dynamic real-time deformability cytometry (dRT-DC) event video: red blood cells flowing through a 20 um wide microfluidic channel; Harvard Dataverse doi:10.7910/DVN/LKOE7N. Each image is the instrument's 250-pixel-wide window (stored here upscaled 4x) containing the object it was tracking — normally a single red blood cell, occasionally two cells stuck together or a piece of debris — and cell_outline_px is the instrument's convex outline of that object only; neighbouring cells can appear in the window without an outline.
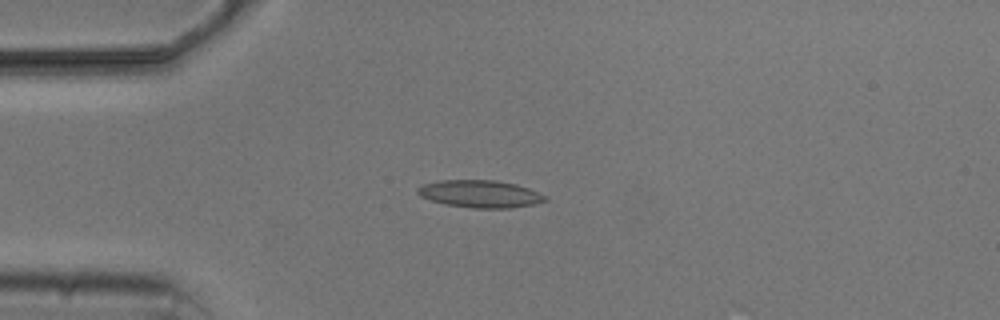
{"species": "common noctule bat (a hibernating species)", "species_latin": "Nyctalus noctula", "temperature_condition": "cold", "stored_images_in_passage": 1, "camera_frame_rate_fps": 3000, "um_per_image_px": 0.085, "animal": {"sex": "male", "body_mass_g": 20.5, "forearm_length_mm": 52.5}, "frame": {"image": 1, "passage_image": 1, "time_ms": 0.0, "image_size_px": [1000, 320], "cell_outline_px": [[548, 200], [532, 204], [508, 208], [472, 208], [444, 204], [420, 196], [416, 192], [416, 188], [424, 184], [440, 180], [492, 180], [516, 184], [528, 188], [548, 196]], "centroid_in_image_um": [40.8, 16.48], "position_along_channel_um": 44.2, "area_um2": 20.29}}